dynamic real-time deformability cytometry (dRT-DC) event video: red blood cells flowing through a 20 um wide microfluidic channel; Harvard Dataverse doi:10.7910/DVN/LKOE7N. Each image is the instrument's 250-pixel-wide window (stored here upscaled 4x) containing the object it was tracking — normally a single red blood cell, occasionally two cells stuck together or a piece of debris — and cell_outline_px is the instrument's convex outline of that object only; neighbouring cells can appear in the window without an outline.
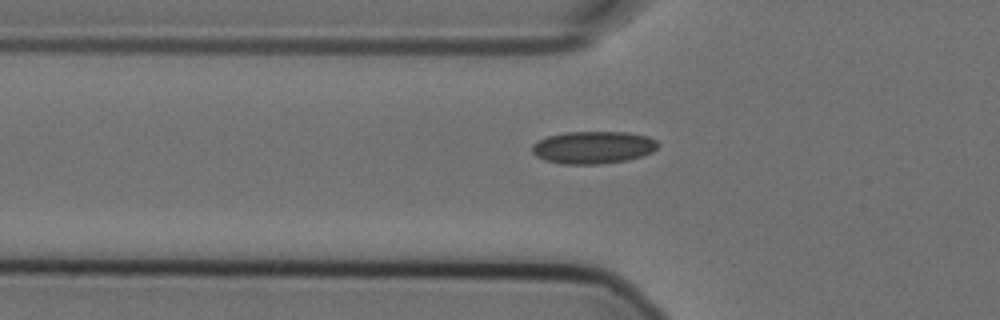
{"species": "Egyptian fruit bat (a non-hibernating species)", "species_latin": "Rousettus aegyptiacus", "temperature_condition": "cold", "stored_images_in_passage": 45, "camera_frame_rate_fps": 3000, "um_per_image_px": 0.085, "animal": {"sex": "female"}, "frame": {"image": 1, "passage_image": 9, "time_ms": 2.667, "image_size_px": [1000, 320], "cell_outline_px": [[660, 144], [652, 152], [628, 160], [600, 164], [560, 164], [544, 160], [536, 156], [532, 152], [532, 144], [548, 136], [564, 132], [628, 132], [648, 136], [656, 140]], "centroid_in_image_um": [50.42, 12.53], "position_along_channel_um": 75.4, "area_um2": 23.93}}
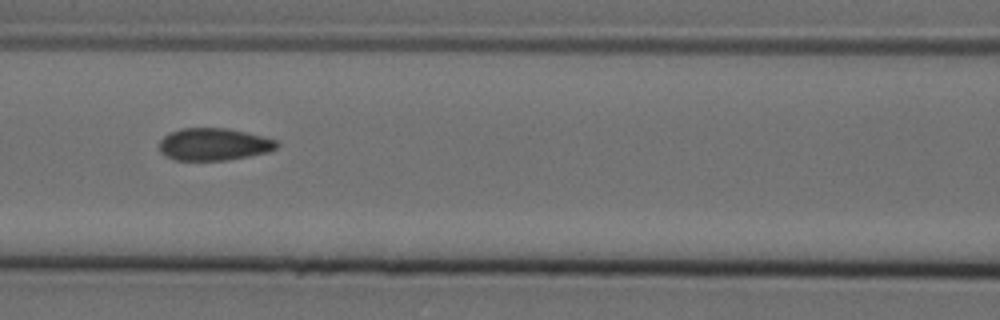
{"frame": {"image": 2, "passage_image": 15, "time_ms": 4.667, "image_size_px": [1000, 320], "cell_outline_px": [[280, 144], [276, 148], [268, 152], [228, 160], [176, 160], [160, 152], [160, 140], [164, 136], [180, 128], [228, 128], [276, 140]], "centroid_in_image_um": [18.18, 12.26], "position_along_channel_um": 148.4, "area_um2": 21.91}}
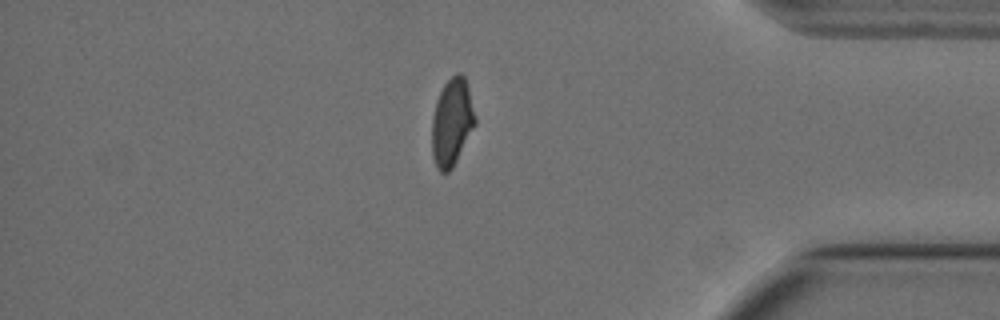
{"frame": {"image": 3, "passage_image": 38, "time_ms": 12.333, "image_size_px": [1000, 320], "cell_outline_px": [[476, 124], [452, 168], [448, 172], [440, 172], [436, 168], [432, 156], [432, 116], [436, 100], [444, 84], [456, 72], [460, 72], [464, 76], [468, 84], [476, 116]], "centroid_in_image_um": [38.41, 10.37], "position_along_channel_um": 396.8, "area_um2": 22.25}}